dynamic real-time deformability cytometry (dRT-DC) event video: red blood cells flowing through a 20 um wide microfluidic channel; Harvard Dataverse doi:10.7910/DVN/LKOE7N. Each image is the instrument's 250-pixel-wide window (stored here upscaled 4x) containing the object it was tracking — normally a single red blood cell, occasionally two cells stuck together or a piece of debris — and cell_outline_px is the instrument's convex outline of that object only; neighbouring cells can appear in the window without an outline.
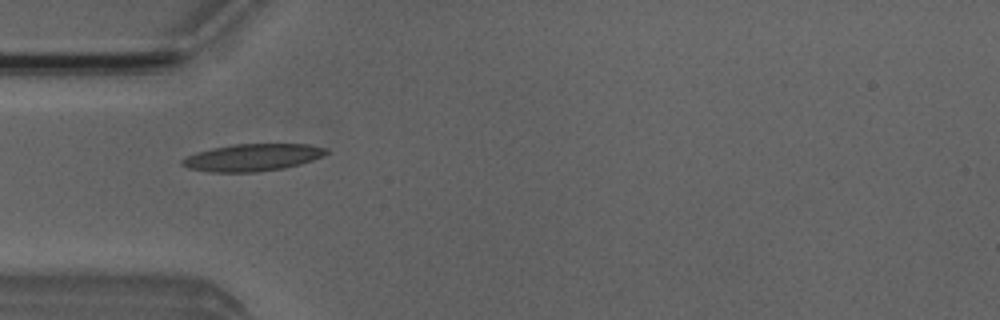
{"species": "Egyptian fruit bat (a non-hibernating species)", "species_latin": "Rousettus aegyptiacus", "temperature_condition": "room temperature", "stored_images_in_passage": 52, "camera_frame_rate_fps": 3000, "um_per_image_px": 0.085, "animal": {"sex": "male"}, "frame": {"image": 1, "passage_image": 16, "time_ms": 5.0, "image_size_px": [1000, 320], "cell_outline_px": [[328, 152], [324, 156], [300, 164], [284, 168], [256, 172], [212, 172], [188, 168], [180, 164], [180, 160], [196, 152], [212, 148], [232, 144], [308, 144], [328, 148]], "centroid_in_image_um": [21.47, 13.38], "position_along_channel_um": 63.5, "area_um2": 22.89}}
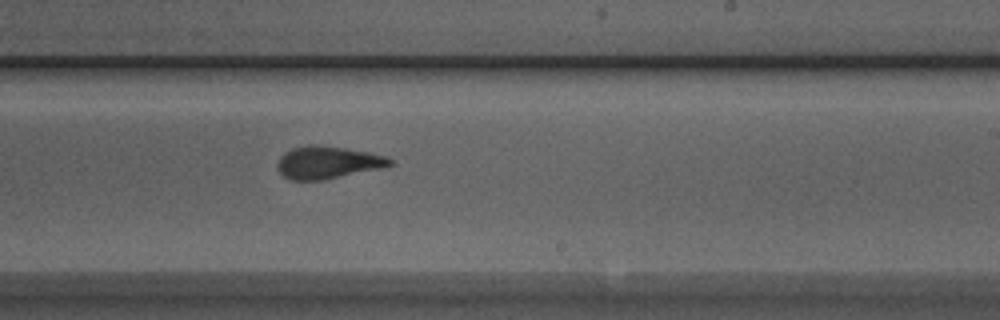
{"frame": {"image": 2, "passage_image": 31, "time_ms": 10.0, "image_size_px": [1000, 320], "cell_outline_px": [[392, 164], [380, 168], [324, 180], [288, 180], [276, 168], [276, 164], [280, 156], [284, 152], [292, 148], [308, 144], [316, 144], [344, 148], [368, 152], [388, 156], [392, 160]], "centroid_in_image_um": [27.8, 13.8], "position_along_channel_um": 261.2, "area_um2": 21.39}}
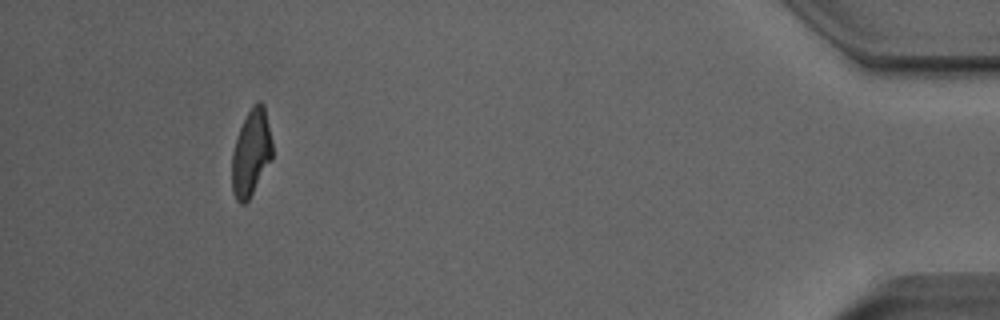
{"frame": {"image": 3, "passage_image": 48, "time_ms": 15.667, "image_size_px": [1000, 320], "cell_outline_px": [[272, 160], [248, 200], [244, 204], [240, 204], [236, 200], [232, 188], [232, 152], [236, 136], [252, 104], [260, 100], [264, 104], [272, 140]], "centroid_in_image_um": [21.35, 12.98], "position_along_channel_um": 413.9, "area_um2": 20.46}, "authors_computed_cell_mechanics": {"area_um2": 21.2126, "velocity_mm_per_s": 3.9653, "shape_relaxation_time_tau1_ms": 3.02, "shape_relaxation_time_tau2_ms": 1.1941, "deformation_change_tau1": 0.1723, "deformation_change_tau2": 0.0946}}